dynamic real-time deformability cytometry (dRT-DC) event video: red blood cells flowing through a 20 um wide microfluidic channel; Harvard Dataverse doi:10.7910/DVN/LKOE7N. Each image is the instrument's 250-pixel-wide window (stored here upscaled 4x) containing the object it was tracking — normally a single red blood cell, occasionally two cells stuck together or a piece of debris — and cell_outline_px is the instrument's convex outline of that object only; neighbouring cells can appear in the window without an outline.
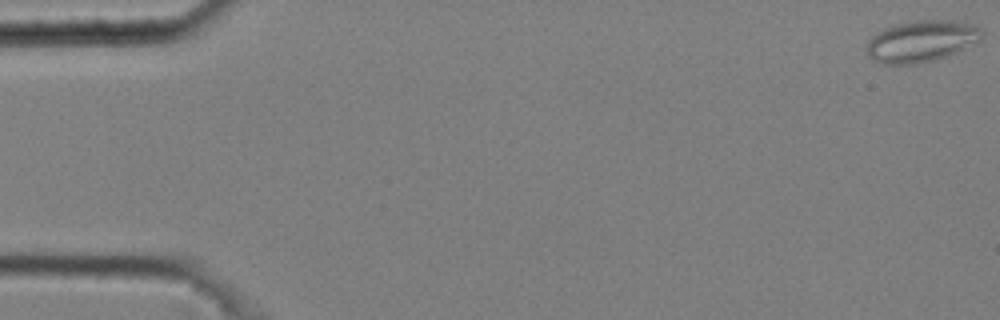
{"species": "common noctule bat (a hibernating species)", "species_latin": "Nyctalus noctula", "temperature_condition": "cold", "stored_images_in_passage": 4, "camera_frame_rate_fps": 3000, "um_per_image_px": 0.085, "animal": {"sex": "male", "body_mass_g": 20.4}, "frame": {"image": 1, "passage_image": 1, "time_ms": 0.0, "image_size_px": [1000, 320], "cell_outline_px": [[984, 36], [980, 40], [948, 56], [916, 64], [880, 64], [872, 60], [868, 56], [868, 40], [876, 32], [892, 24], [916, 20], [948, 20], [972, 24], [980, 28], [984, 32]], "centroid_in_image_um": [78.3, 3.5], "position_along_channel_um": 6.7, "area_um2": 28.03}}